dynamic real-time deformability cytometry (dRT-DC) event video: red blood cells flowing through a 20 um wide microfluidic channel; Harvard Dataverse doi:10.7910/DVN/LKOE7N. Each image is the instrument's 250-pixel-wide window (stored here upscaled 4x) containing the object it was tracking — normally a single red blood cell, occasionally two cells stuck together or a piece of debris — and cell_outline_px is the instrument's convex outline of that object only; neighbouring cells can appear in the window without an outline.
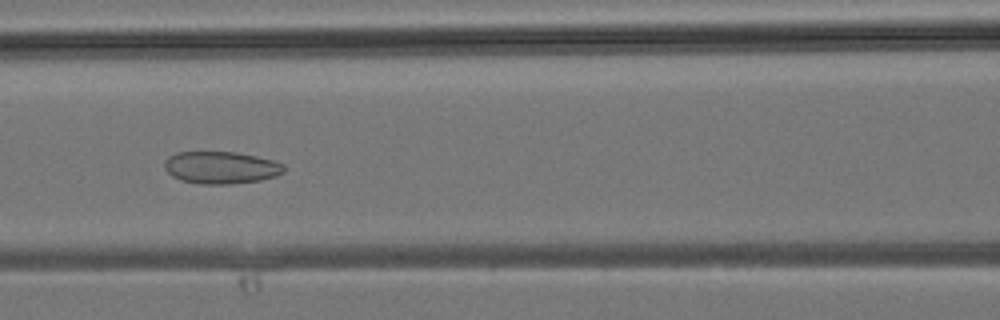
{"species": "common noctule bat (a hibernating species)", "species_latin": "Nyctalus noctula", "temperature_condition": "room temperature", "stored_images_in_passage": 36, "camera_frame_rate_fps": 3000, "um_per_image_px": 0.085, "animal": {"sex": "male", "body_mass_g": 19.2, "forearm_length_mm": 51.8}, "frame": {"image": 1, "passage_image": 16, "time_ms": 5.0, "image_size_px": [1000, 320], "cell_outline_px": [[284, 172], [276, 176], [260, 180], [228, 184], [200, 184], [180, 180], [172, 176], [164, 168], [164, 160], [168, 156], [176, 152], [236, 152], [256, 156], [272, 160], [284, 164]], "centroid_in_image_um": [18.76, 14.24], "position_along_channel_um": 147.8, "area_um2": 22.54}}
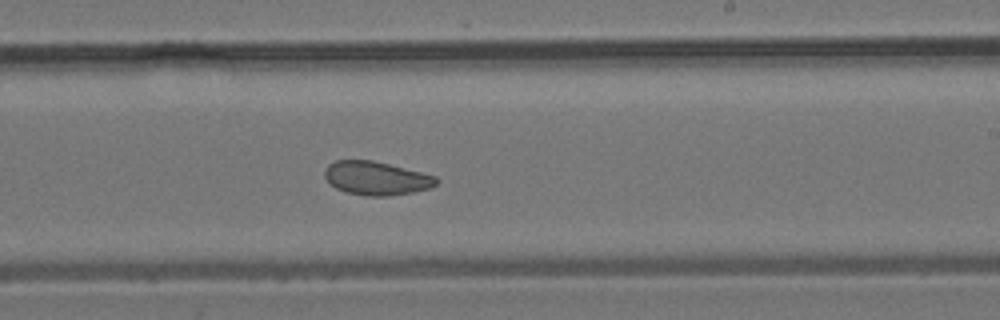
{"frame": {"image": 2, "passage_image": 22, "time_ms": 7.0, "image_size_px": [1000, 320], "cell_outline_px": [[440, 180], [432, 188], [412, 192], [388, 196], [368, 196], [348, 192], [336, 188], [324, 176], [324, 172], [328, 164], [336, 160], [372, 160], [436, 176]], "centroid_in_image_um": [32.0, 15.15], "position_along_channel_um": 257.0, "area_um2": 21.68}}
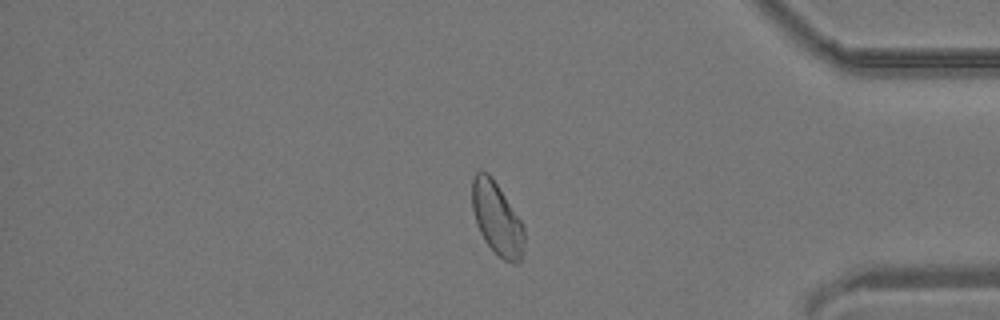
{"frame": {"image": 3, "passage_image": 31, "time_ms": 10.0, "image_size_px": [1000, 320], "cell_outline_px": [[524, 256], [520, 264], [512, 264], [504, 260], [484, 240], [476, 224], [472, 208], [472, 180], [476, 172], [480, 168], [488, 172], [492, 176], [520, 220], [524, 228]], "centroid_in_image_um": [42.25, 18.59], "position_along_channel_um": 393.0, "area_um2": 22.31}}